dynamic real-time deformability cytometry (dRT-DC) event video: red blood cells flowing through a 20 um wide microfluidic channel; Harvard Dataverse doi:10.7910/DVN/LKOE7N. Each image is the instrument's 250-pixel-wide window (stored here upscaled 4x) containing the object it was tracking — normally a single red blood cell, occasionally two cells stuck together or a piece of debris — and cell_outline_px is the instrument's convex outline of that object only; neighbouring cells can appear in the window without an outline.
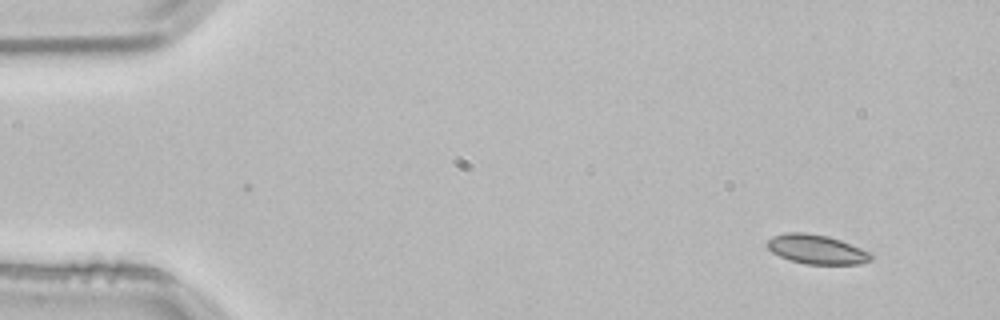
{"species": "common noctule bat (a hibernating species)", "species_latin": "Nyctalus noctula", "temperature_condition": "room temperature", "stored_images_in_passage": 2, "camera_frame_rate_fps": 3000, "um_per_image_px": 0.085, "animal": {"sex": "male", "body_mass_g": 21.5, "forearm_length_mm": 52.0}, "frame": {"image": 1, "passage_image": 2, "time_ms": 0.333, "image_size_px": [1000, 320], "cell_outline_px": [[872, 260], [860, 264], [804, 264], [788, 260], [772, 252], [768, 248], [768, 240], [772, 236], [788, 232], [804, 232], [828, 236], [840, 240], [872, 252]], "centroid_in_image_um": [69.43, 21.2], "position_along_channel_um": 15.6, "area_um2": 17.8}}